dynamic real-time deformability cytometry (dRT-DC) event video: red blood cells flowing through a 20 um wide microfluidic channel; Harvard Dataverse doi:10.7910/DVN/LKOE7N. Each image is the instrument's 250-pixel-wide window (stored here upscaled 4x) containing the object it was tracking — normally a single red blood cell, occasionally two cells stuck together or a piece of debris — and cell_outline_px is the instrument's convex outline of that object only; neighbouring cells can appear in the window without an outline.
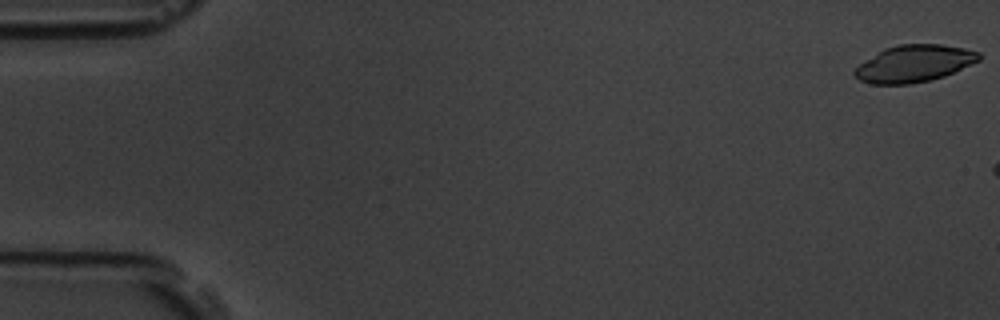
{"species": "common noctule bat (a hibernating species)", "species_latin": "Nyctalus noctula", "temperature_condition": "room temperature", "stored_images_in_passage": 3, "camera_frame_rate_fps": 3000, "um_per_image_px": 0.085, "animal": {"sex": "male", "body_mass_g": 19.5, "forearm_length_mm": 54.6}, "frame": {"image": 1, "passage_image": 1, "time_ms": 0.0, "image_size_px": [1000, 320], "cell_outline_px": [[980, 60], [944, 76], [912, 84], [872, 84], [860, 80], [852, 72], [864, 60], [884, 48], [900, 44], [940, 44], [964, 48], [980, 52]], "centroid_in_image_um": [77.69, 5.4], "position_along_channel_um": 7.3, "area_um2": 26.65}}